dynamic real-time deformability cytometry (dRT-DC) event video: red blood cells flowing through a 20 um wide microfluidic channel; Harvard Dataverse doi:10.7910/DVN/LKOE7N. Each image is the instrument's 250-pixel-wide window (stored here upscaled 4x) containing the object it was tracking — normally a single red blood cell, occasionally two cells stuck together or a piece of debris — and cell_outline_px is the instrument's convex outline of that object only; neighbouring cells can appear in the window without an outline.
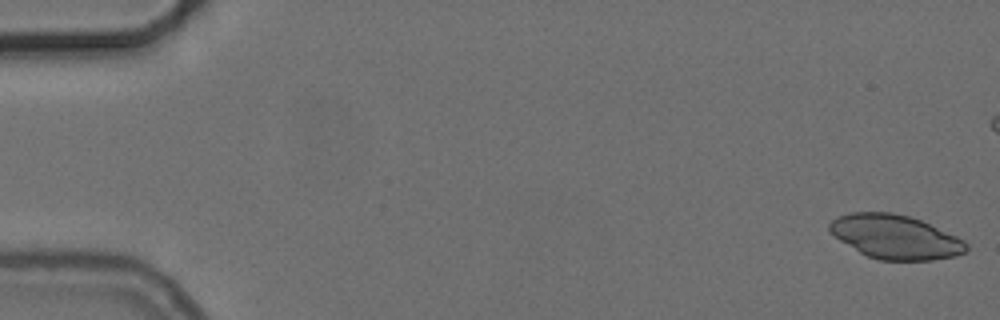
{"species": "common noctule bat (a hibernating species)", "species_latin": "Nyctalus noctula", "temperature_condition": "cold", "stored_images_in_passage": 36, "segment_of_instrument_passage": [1, 2], "camera_frame_rate_fps": 3000, "um_per_image_px": 0.085, "animal": {"sex": "female", "body_mass_g": 24.6, "forearm_length_mm": 56.2}, "frame": {"image": 1, "passage_image": 1, "time_ms": 0.0, "image_size_px": [1000, 320], "cell_outline_px": [[968, 248], [964, 252], [956, 256], [932, 260], [880, 260], [868, 256], [860, 252], [840, 240], [828, 232], [828, 224], [836, 216], [848, 212], [892, 212], [908, 216], [920, 220], [956, 236], [964, 240], [968, 244]], "centroid_in_image_um": [76.07, 20.13], "position_along_channel_um": 8.9, "area_um2": 35.03}}